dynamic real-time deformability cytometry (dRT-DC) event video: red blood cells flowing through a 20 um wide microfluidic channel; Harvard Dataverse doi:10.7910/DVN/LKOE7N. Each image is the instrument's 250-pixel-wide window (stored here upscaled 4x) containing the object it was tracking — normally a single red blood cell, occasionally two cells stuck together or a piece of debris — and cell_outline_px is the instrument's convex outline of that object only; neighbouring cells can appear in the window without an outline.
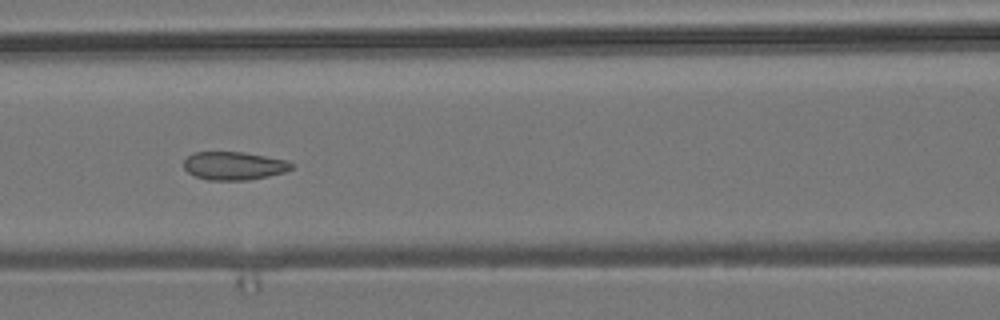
{"species": "common noctule bat (a hibernating species)", "species_latin": "Nyctalus noctula", "temperature_condition": "room temperature", "stored_images_in_passage": 7, "camera_frame_rate_fps": 3000, "um_per_image_px": 0.085, "animal": {"sex": "male", "body_mass_g": 19.2, "forearm_length_mm": 51.8}, "frame": {"image": 1, "passage_image": 5, "time_ms": 5.333, "image_size_px": [1000, 320], "cell_outline_px": [[296, 164], [292, 168], [284, 172], [268, 176], [248, 180], [208, 180], [196, 176], [188, 172], [184, 168], [184, 160], [188, 156], [196, 152], [244, 152], [288, 160]], "centroid_in_image_um": [19.92, 14.09], "position_along_channel_um": 146.7, "area_um2": 17.74}}
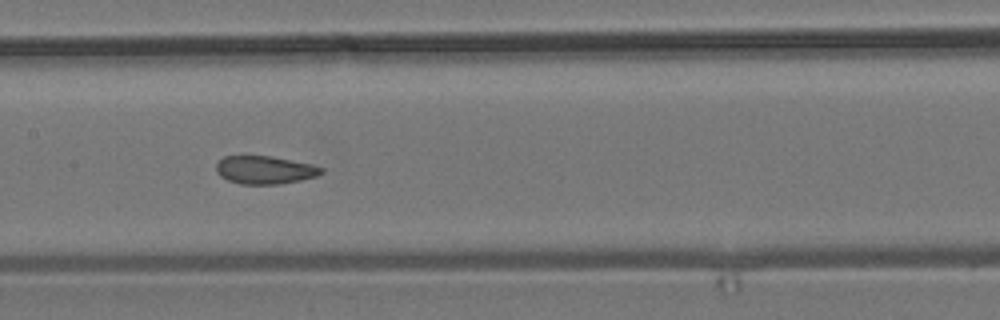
{"frame": {"image": 2, "passage_image": 6, "time_ms": 6.333, "image_size_px": [1000, 320], "cell_outline_px": [[324, 172], [316, 176], [300, 180], [280, 184], [240, 184], [228, 180], [220, 176], [216, 172], [216, 164], [224, 156], [272, 156], [312, 164], [324, 168]], "centroid_in_image_um": [22.51, 14.44], "position_along_channel_um": 184.9, "area_um2": 17.22}}
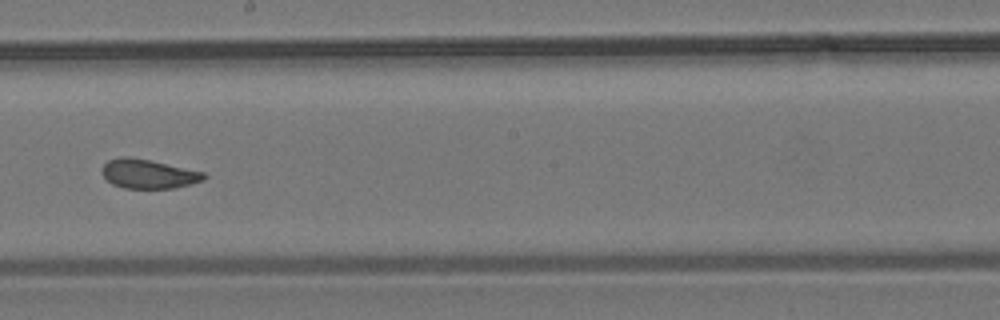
{"frame": {"image": 3, "passage_image": 7, "time_ms": 7.667, "image_size_px": [1000, 320], "cell_outline_px": [[208, 176], [204, 180], [172, 188], [124, 188], [112, 184], [100, 172], [104, 164], [108, 160], [124, 156], [128, 156], [148, 160], [204, 172]], "centroid_in_image_um": [12.59, 14.78], "position_along_channel_um": 235.6, "area_um2": 17.11}}